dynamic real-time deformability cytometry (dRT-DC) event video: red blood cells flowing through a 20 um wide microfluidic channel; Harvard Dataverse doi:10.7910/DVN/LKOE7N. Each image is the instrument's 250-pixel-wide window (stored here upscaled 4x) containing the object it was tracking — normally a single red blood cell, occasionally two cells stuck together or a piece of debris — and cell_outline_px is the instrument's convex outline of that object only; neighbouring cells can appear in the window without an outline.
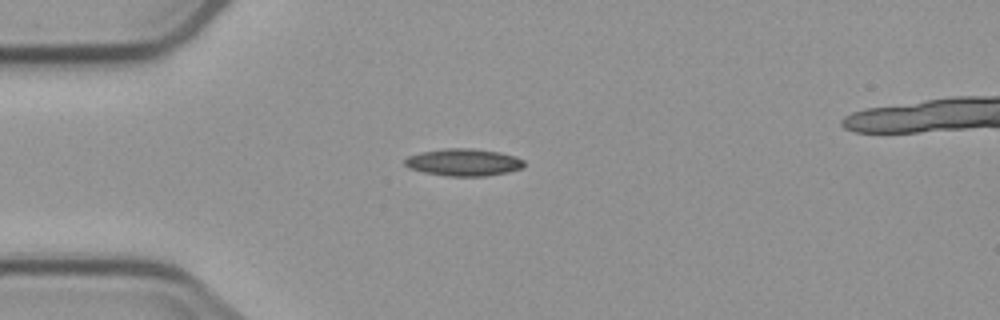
{"species": "common noctule bat (a hibernating species)", "species_latin": "Nyctalus noctula", "temperature_condition": "cold", "stored_images_in_passage": 6, "camera_frame_rate_fps": 3000, "um_per_image_px": 0.085, "animal": {"sex": "male", "body_mass_g": 23.1, "forearm_length_mm": 52.7}, "frame": {"image": 1, "passage_image": 4, "time_ms": 3.333, "image_size_px": [1000, 320], "cell_outline_px": [[524, 168], [508, 172], [484, 176], [444, 176], [424, 172], [408, 168], [404, 164], [404, 160], [408, 156], [420, 152], [444, 148], [472, 148], [500, 152], [516, 156], [524, 160]], "centroid_in_image_um": [39.41, 13.79], "position_along_channel_um": 45.6, "area_um2": 19.13}}
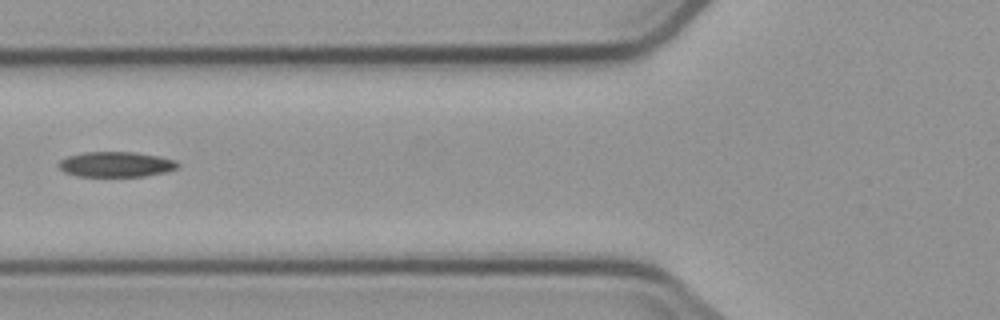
{"frame": {"image": 2, "passage_image": 6, "time_ms": 5.667, "image_size_px": [1000, 320], "cell_outline_px": [[180, 164], [176, 168], [164, 172], [144, 176], [80, 176], [64, 172], [56, 164], [60, 160], [68, 156], [84, 152], [132, 152], [160, 156], [176, 160]], "centroid_in_image_um": [9.85, 13.96], "position_along_channel_um": 116.0, "area_um2": 17.46}}